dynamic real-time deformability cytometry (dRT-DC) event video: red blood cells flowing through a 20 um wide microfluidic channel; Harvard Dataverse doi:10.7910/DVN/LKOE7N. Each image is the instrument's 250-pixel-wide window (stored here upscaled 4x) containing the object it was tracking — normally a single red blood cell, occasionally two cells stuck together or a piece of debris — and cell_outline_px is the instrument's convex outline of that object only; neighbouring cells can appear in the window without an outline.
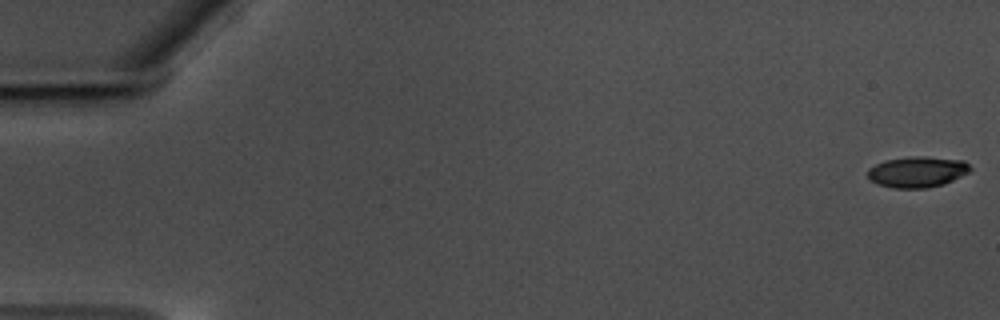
{"species": "common noctule bat (a hibernating species)", "species_latin": "Nyctalus noctula", "temperature_condition": "warm", "stored_images_in_passage": 60, "camera_frame_rate_fps": 3000, "um_per_image_px": 0.085, "animal": {"sex": "male", "body_mass_g": 17.5, "forearm_length_mm": 52.3}, "frame": {"image": 1, "passage_image": 1, "time_ms": 0.0, "image_size_px": [1000, 320], "cell_outline_px": [[972, 172], [944, 184], [928, 188], [892, 188], [876, 184], [868, 176], [868, 168], [876, 164], [888, 160], [908, 156], [928, 156], [964, 160], [972, 168]], "centroid_in_image_um": [78.02, 14.61], "position_along_channel_um": 7.0, "area_um2": 18.73}}
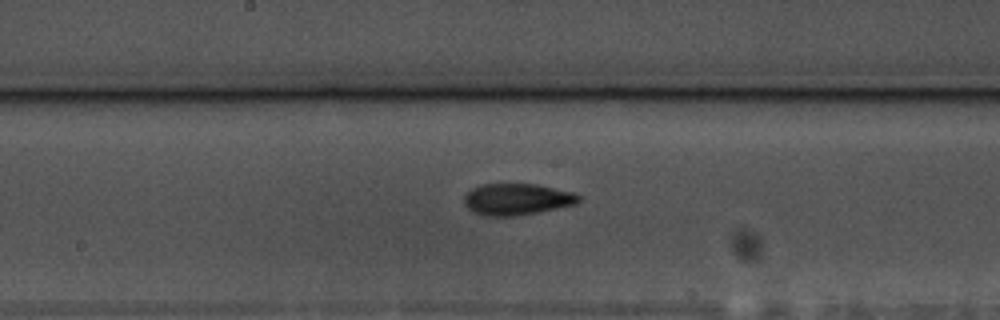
{"frame": {"image": 2, "passage_image": 32, "time_ms": 10.333, "image_size_px": [1000, 320], "cell_outline_px": [[580, 200], [576, 204], [516, 216], [484, 216], [468, 208], [464, 204], [464, 196], [472, 188], [480, 184], [536, 184], [576, 192], [580, 196]], "centroid_in_image_um": [43.95, 16.93], "position_along_channel_um": 204.3, "area_um2": 21.04}}
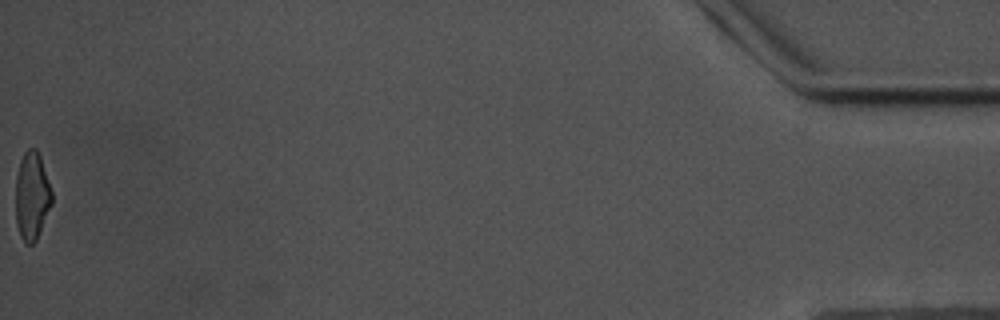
{"frame": {"image": 3, "passage_image": 60, "time_ms": 19.667, "image_size_px": [1000, 320], "cell_outline_px": [[52, 204], [36, 240], [32, 244], [24, 244], [20, 236], [16, 224], [16, 176], [20, 160], [24, 152], [28, 148], [36, 148], [40, 156], [52, 188]], "centroid_in_image_um": [2.72, 16.65], "position_along_channel_um": 432.5, "area_um2": 18.79}, "authors_computed_cell_mechanics": {"area_um2": 19.6809, "velocity_mm_per_s": 3.493, "shape_relaxation_time_tau1_ms": 6.8435, "shape_relaxation_time_tau2_ms": 2.3261, "deformation_change_tau1": 0.1812, "deformation_change_tau2": 0.0948}}